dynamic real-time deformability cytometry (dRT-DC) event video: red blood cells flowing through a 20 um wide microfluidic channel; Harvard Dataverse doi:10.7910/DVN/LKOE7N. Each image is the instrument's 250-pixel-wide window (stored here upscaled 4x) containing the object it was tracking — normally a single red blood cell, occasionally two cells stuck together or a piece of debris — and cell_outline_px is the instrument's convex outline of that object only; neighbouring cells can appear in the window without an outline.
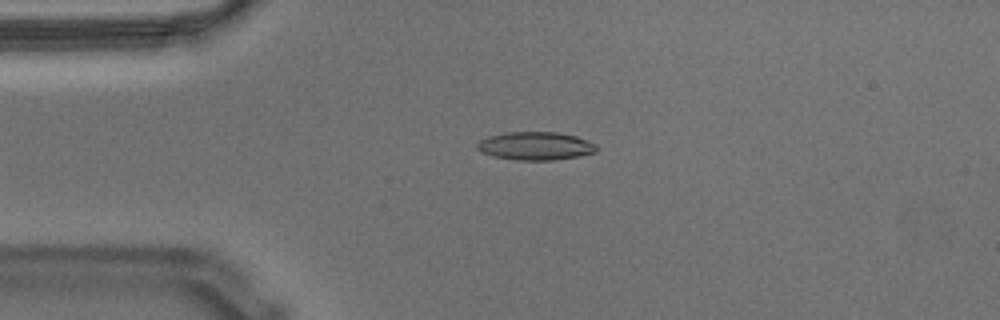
{"species": "Egyptian fruit bat (a non-hibernating species)", "species_latin": "Rousettus aegyptiacus", "temperature_condition": "warm", "stored_images_in_passage": 56, "camera_frame_rate_fps": 3000, "um_per_image_px": 0.085, "animal": {"sex": "male"}, "frame": {"image": 1, "passage_image": 13, "time_ms": 4.0, "image_size_px": [1000, 320], "cell_outline_px": [[600, 148], [596, 152], [580, 156], [552, 160], [516, 160], [492, 156], [480, 152], [476, 148], [476, 144], [480, 140], [488, 136], [504, 132], [556, 132], [576, 136], [596, 144]], "centroid_in_image_um": [45.51, 12.41], "position_along_channel_um": 39.5, "area_um2": 19.83}}
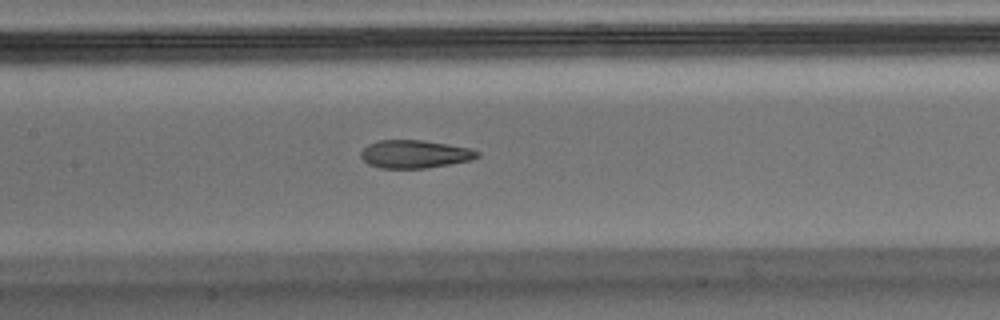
{"frame": {"image": 2, "passage_image": 26, "time_ms": 8.333, "image_size_px": [1000, 320], "cell_outline_px": [[480, 156], [472, 160], [424, 168], [380, 168], [368, 164], [360, 156], [360, 152], [368, 144], [376, 140], [424, 140], [472, 148], [480, 152]], "centroid_in_image_um": [35.26, 13.09], "position_along_channel_um": 172.1, "area_um2": 19.13}}
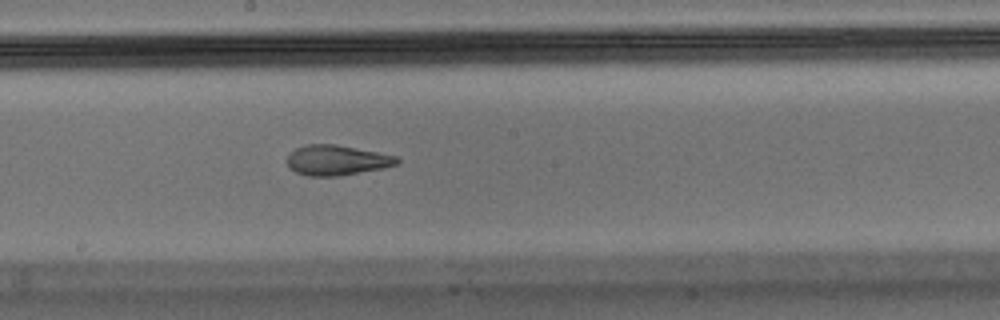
{"frame": {"image": 3, "passage_image": 30, "time_ms": 9.667, "image_size_px": [1000, 320], "cell_outline_px": [[400, 160], [396, 164], [384, 168], [340, 176], [308, 176], [296, 172], [288, 168], [288, 156], [296, 148], [308, 144], [336, 144], [396, 156]], "centroid_in_image_um": [28.61, 13.63], "position_along_channel_um": 219.6, "area_um2": 19.19}, "authors_computed_cell_mechanics": {"area_um2": 19.8254, "velocity_mm_per_s": 3.5676, "shape_relaxation_time_tau1_ms": null, "shape_relaxation_time_tau2_ms": 2.4224, "deformation_change_tau1": null, "deformation_change_tau2": 0.1136}}